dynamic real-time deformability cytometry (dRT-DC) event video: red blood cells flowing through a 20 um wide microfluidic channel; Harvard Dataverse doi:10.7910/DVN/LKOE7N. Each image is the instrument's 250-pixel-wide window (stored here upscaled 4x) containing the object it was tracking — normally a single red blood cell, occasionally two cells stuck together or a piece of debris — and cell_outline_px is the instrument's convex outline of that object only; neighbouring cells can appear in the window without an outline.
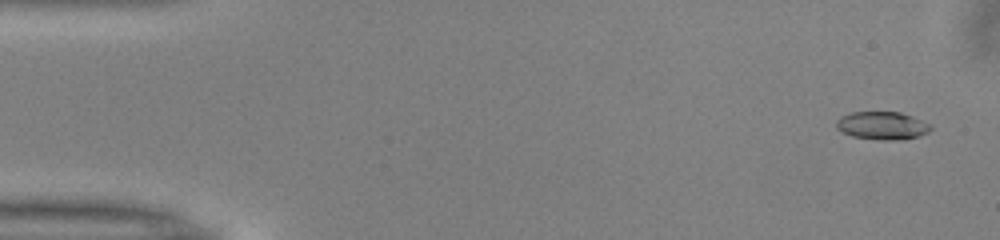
{"species": "common noctule bat (a hibernating species)", "species_latin": "Nyctalus noctula", "temperature_condition": "warm", "stored_images_in_passage": 52, "camera_frame_rate_fps": 3000, "um_per_image_px": 0.085, "animal": {"sex": "male", "body_mass_g": 13.0, "forearm_length_mm": 53.1}, "frame": {"image": 1, "passage_image": 3, "time_ms": 0.667, "image_size_px": [1000, 240], "cell_outline_px": [[932, 128], [928, 132], [920, 136], [900, 140], [876, 140], [852, 136], [840, 132], [836, 128], [836, 120], [840, 116], [852, 112], [900, 112], [912, 116], [928, 124]], "centroid_in_image_um": [74.94, 10.68], "position_along_channel_um": 10.1, "area_um2": 15.49}}
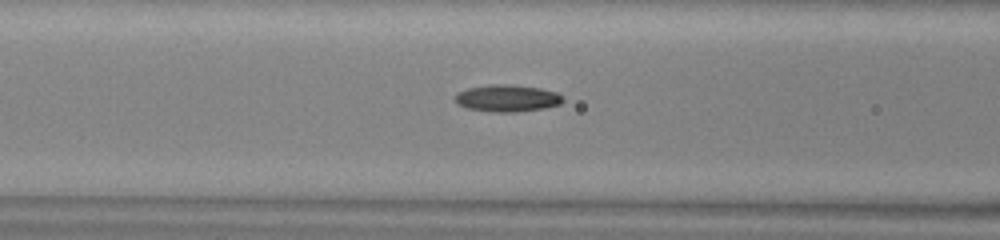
{"frame": {"image": 2, "passage_image": 21, "time_ms": 6.667, "image_size_px": [1000, 240], "cell_outline_px": [[564, 100], [560, 104], [544, 108], [516, 112], [496, 112], [468, 108], [460, 104], [456, 100], [456, 92], [468, 88], [488, 84], [504, 84], [540, 88], [556, 92], [564, 96]], "centroid_in_image_um": [43.15, 8.34], "position_along_channel_um": 123.5, "area_um2": 16.82}}
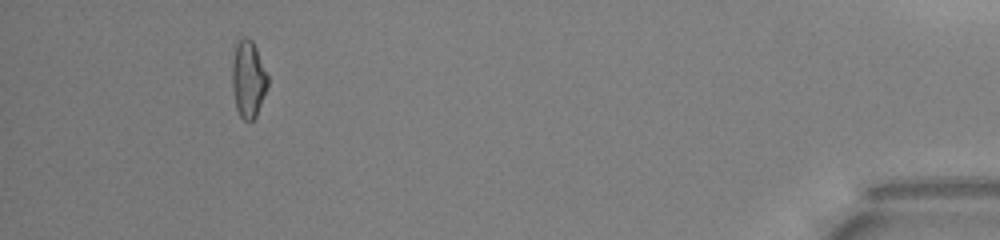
{"frame": {"image": 3, "passage_image": 48, "time_ms": 15.667, "image_size_px": [1000, 240], "cell_outline_px": [[268, 88], [256, 116], [252, 120], [244, 120], [240, 116], [236, 108], [232, 88], [232, 60], [236, 44], [244, 36], [252, 40], [256, 48], [268, 76]], "centroid_in_image_um": [21.1, 6.73], "position_along_channel_um": 414.1, "area_um2": 16.01}, "authors_computed_cell_mechanics": {"area_um2": 15.7794, "velocity_mm_per_s": 4.0259, "shape_relaxation_time_tau1_ms": 4.7246, "shape_relaxation_time_tau2_ms": 5.0116, "deformation_change_tau1": 0.1666, "deformation_change_tau2": 0.1137}}